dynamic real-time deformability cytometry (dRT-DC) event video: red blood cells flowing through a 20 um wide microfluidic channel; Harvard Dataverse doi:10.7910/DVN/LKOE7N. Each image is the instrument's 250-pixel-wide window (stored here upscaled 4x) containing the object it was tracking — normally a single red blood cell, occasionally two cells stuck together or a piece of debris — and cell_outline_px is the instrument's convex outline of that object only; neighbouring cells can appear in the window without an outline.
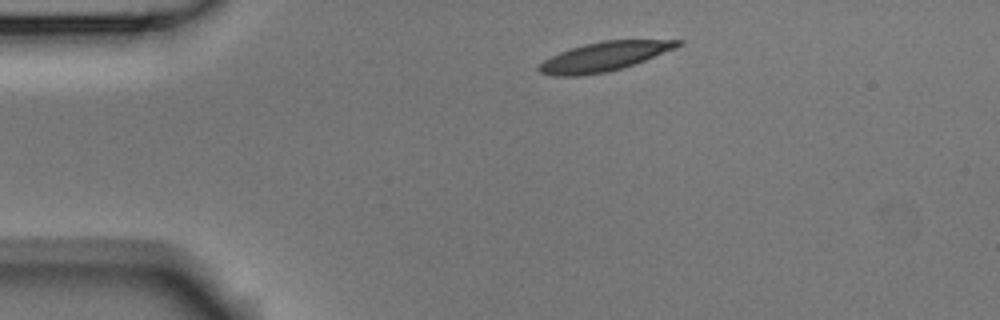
{"species": "Egyptian fruit bat (a non-hibernating species)", "species_latin": "Rousettus aegyptiacus", "temperature_condition": "room temperature", "stored_images_in_passage": 2, "camera_frame_rate_fps": 3000, "um_per_image_px": 0.085, "animal": {"sex": "male"}, "frame": {"image": 1, "passage_image": 1, "time_ms": 0.0, "image_size_px": [1000, 320], "cell_outline_px": [[684, 44], [676, 48], [624, 68], [608, 72], [576, 76], [556, 76], [540, 72], [536, 68], [544, 60], [560, 52], [584, 44], [604, 40], [684, 40]], "centroid_in_image_um": [51.38, 4.81], "position_along_channel_um": 33.6, "area_um2": 23.52}}